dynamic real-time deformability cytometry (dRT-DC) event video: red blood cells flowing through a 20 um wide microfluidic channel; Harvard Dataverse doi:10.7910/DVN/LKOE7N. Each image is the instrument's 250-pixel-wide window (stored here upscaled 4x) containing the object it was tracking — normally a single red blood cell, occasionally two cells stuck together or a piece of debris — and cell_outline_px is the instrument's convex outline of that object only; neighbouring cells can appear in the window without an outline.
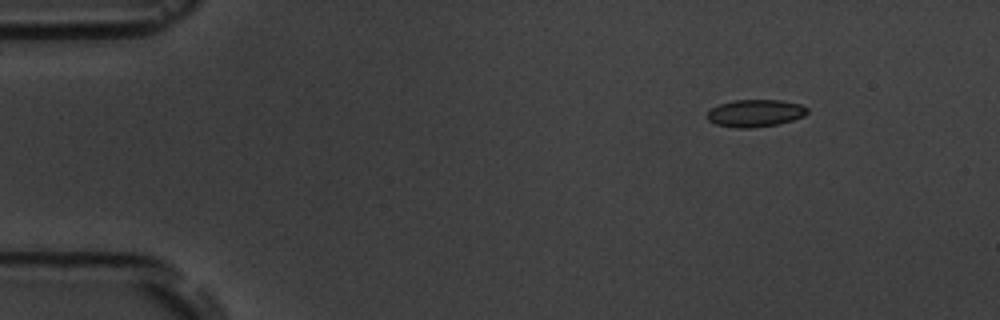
{"species": "common noctule bat (a hibernating species)", "species_latin": "Nyctalus noctula", "temperature_condition": "room temperature", "stored_images_in_passage": 7, "camera_frame_rate_fps": 3000, "um_per_image_px": 0.085, "animal": {"sex": "male", "body_mass_g": 19.5, "forearm_length_mm": 54.6}, "frame": {"image": 1, "passage_image": 1, "time_ms": 0.0, "image_size_px": [1000, 320], "cell_outline_px": [[808, 112], [804, 116], [792, 120], [776, 124], [748, 128], [736, 128], [716, 124], [708, 120], [704, 116], [712, 108], [720, 104], [732, 100], [780, 100], [800, 104], [808, 108]], "centroid_in_image_um": [64.17, 9.61], "position_along_channel_um": 20.8, "area_um2": 15.9}}
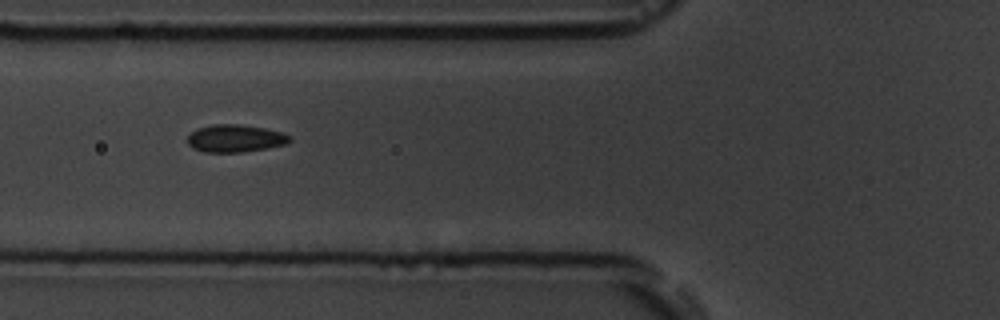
{"frame": {"image": 2, "passage_image": 5, "time_ms": 4.667, "image_size_px": [1000, 320], "cell_outline_px": [[292, 140], [288, 144], [268, 148], [244, 152], [204, 152], [192, 148], [188, 144], [188, 136], [196, 128], [212, 124], [236, 124], [264, 128], [284, 132], [292, 136]], "centroid_in_image_um": [20.03, 11.76], "position_along_channel_um": 105.8, "area_um2": 16.65}}
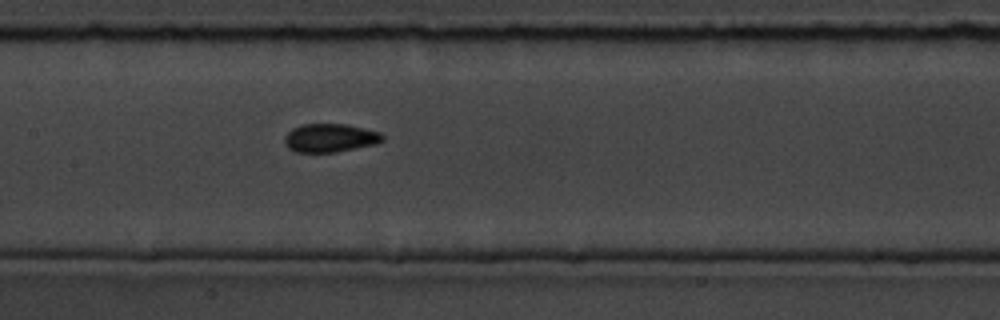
{"frame": {"image": 3, "passage_image": 7, "time_ms": 6.667, "image_size_px": [1000, 320], "cell_outline_px": [[384, 140], [376, 144], [336, 152], [296, 152], [288, 148], [284, 144], [284, 136], [292, 128], [300, 124], [348, 124], [380, 132], [384, 136]], "centroid_in_image_um": [28.04, 11.72], "position_along_channel_um": 179.4, "area_um2": 16.42}}